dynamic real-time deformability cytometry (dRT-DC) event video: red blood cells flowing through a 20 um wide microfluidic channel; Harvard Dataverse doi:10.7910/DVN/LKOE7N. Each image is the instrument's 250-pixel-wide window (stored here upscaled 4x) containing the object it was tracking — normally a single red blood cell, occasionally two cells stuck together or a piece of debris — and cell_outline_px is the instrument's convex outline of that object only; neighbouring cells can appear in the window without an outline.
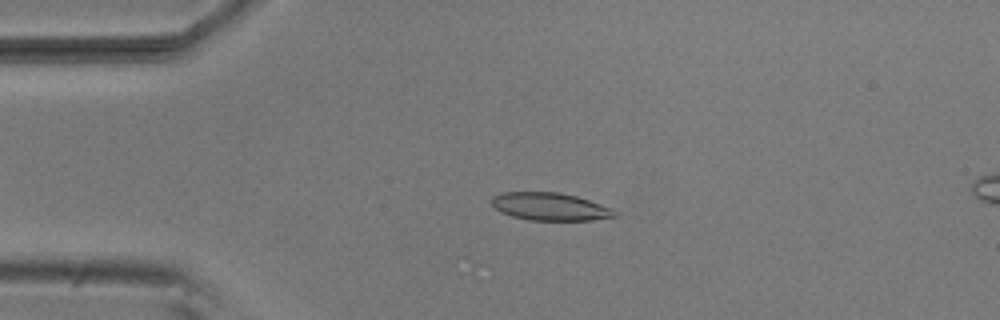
{"species": "common noctule bat (a hibernating species)", "species_latin": "Nyctalus noctula", "temperature_condition": "room temperature", "stored_images_in_passage": 16, "camera_frame_rate_fps": 3000, "um_per_image_px": 0.085, "animal": {"sex": "male", "body_mass_g": 20.5, "forearm_length_mm": 52.5}, "frame": {"image": 1, "passage_image": 12, "time_ms": 3.667, "image_size_px": [1000, 320], "cell_outline_px": [[620, 216], [592, 220], [528, 220], [512, 216], [500, 212], [488, 200], [492, 196], [504, 192], [556, 192], [576, 196], [612, 208]], "centroid_in_image_um": [46.73, 17.56], "position_along_channel_um": 38.3, "area_um2": 19.94}}